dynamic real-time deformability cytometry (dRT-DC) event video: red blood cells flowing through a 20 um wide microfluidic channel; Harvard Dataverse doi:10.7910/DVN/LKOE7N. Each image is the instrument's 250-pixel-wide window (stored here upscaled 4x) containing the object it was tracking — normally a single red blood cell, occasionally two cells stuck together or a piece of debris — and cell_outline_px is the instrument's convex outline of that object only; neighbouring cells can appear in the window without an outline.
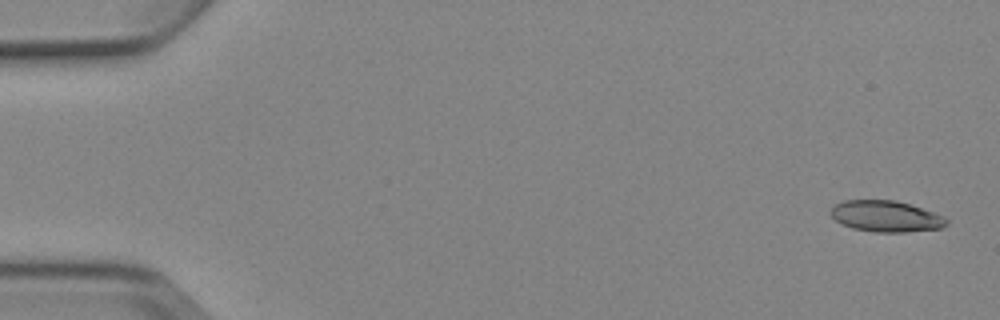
{"species": "Egyptian fruit bat (a non-hibernating species)", "species_latin": "Rousettus aegyptiacus", "temperature_condition": "cold", "stored_images_in_passage": 5, "camera_frame_rate_fps": 3000, "um_per_image_px": 0.085, "animal": {"sex": "female"}, "frame": {"image": 1, "passage_image": 1, "time_ms": 0.0, "image_size_px": [1000, 320], "cell_outline_px": [[948, 224], [940, 228], [904, 232], [876, 232], [852, 228], [836, 220], [828, 212], [836, 204], [844, 200], [896, 200], [944, 216], [948, 220]], "centroid_in_image_um": [75.29, 18.38], "position_along_channel_um": 9.7, "area_um2": 20.81}}
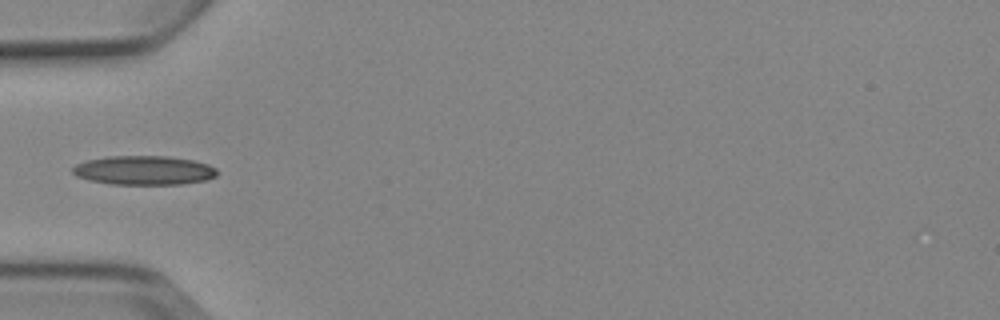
{"frame": {"image": 2, "passage_image": 5, "time_ms": 5.333, "image_size_px": [1000, 320], "cell_outline_px": [[216, 176], [204, 180], [180, 184], [108, 184], [88, 180], [76, 176], [72, 172], [72, 168], [76, 164], [88, 160], [108, 156], [168, 156], [192, 160], [208, 164], [216, 168]], "centroid_in_image_um": [12.2, 14.47], "position_along_channel_um": 72.8, "area_um2": 24.45}}